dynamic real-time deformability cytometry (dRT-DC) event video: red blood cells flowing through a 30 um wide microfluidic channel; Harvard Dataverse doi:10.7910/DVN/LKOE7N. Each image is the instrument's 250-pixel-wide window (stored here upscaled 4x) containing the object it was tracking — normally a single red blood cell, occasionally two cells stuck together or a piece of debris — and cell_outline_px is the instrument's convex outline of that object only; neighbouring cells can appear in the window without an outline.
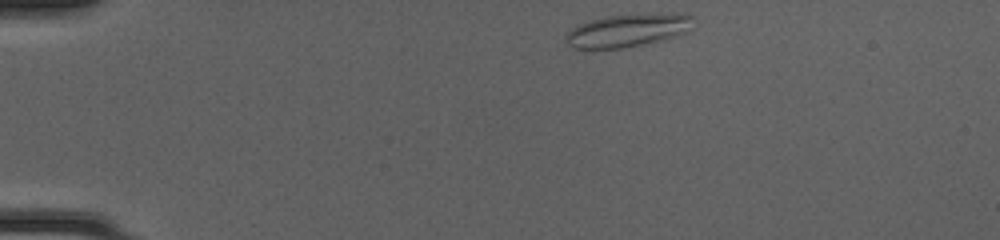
{"species": "common noctule bat (a hibernating species)", "species_latin": "Nyctalus noctula", "temperature_condition": "cold", "stored_images_in_passage": 41, "camera_frame_rate_fps": 3000, "um_per_image_px": 0.085, "animal": {"sex": "female", "body_mass_g": 20.0, "forearm_length_mm": 54.0}, "frame": {"image": 1, "passage_image": 1, "time_ms": 0.0, "image_size_px": [1000, 240], "cell_outline_px": [[692, 16], [688, 32], [676, 36], [660, 40], [620, 48], [572, 48], [564, 40], [564, 36], [572, 28], [580, 24], [592, 20], [608, 16], [676, 12]], "centroid_in_image_um": [53.34, 2.57], "position_along_channel_um": 31.7, "area_um2": 24.1}}
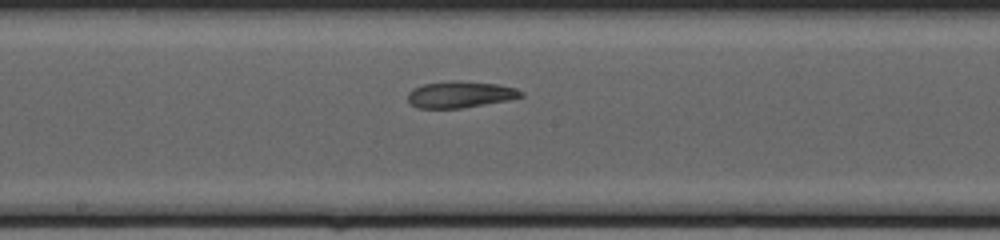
{"frame": {"image": 2, "passage_image": 19, "time_ms": 6.0, "image_size_px": [1000, 240], "cell_outline_px": [[524, 96], [508, 100], [460, 108], [416, 108], [408, 100], [408, 92], [412, 88], [424, 84], [448, 80], [460, 80], [496, 84], [516, 88], [524, 92]], "centroid_in_image_um": [39.1, 8.01], "position_along_channel_um": 209.1, "area_um2": 17.57}}
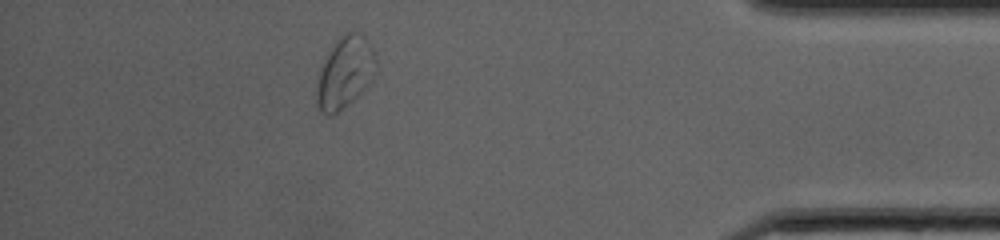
{"frame": {"image": 3, "passage_image": 36, "time_ms": 11.667, "image_size_px": [1000, 240], "cell_outline_px": [[376, 72], [372, 80], [352, 100], [332, 116], [328, 116], [320, 112], [316, 104], [316, 84], [320, 64], [332, 44], [340, 36], [348, 32], [356, 32], [372, 48], [376, 56]], "centroid_in_image_um": [29.26, 6.19], "position_along_channel_um": 405.9, "area_um2": 24.8}, "authors_computed_cell_mechanics": {"area_um2": 19.1318, "velocity_mm_per_s": 4.1497, "shape_relaxation_time_tau1_ms": null, "shape_relaxation_time_tau2_ms": 2.3246, "deformation_change_tau1": null, "deformation_change_tau2": 0.0908}}